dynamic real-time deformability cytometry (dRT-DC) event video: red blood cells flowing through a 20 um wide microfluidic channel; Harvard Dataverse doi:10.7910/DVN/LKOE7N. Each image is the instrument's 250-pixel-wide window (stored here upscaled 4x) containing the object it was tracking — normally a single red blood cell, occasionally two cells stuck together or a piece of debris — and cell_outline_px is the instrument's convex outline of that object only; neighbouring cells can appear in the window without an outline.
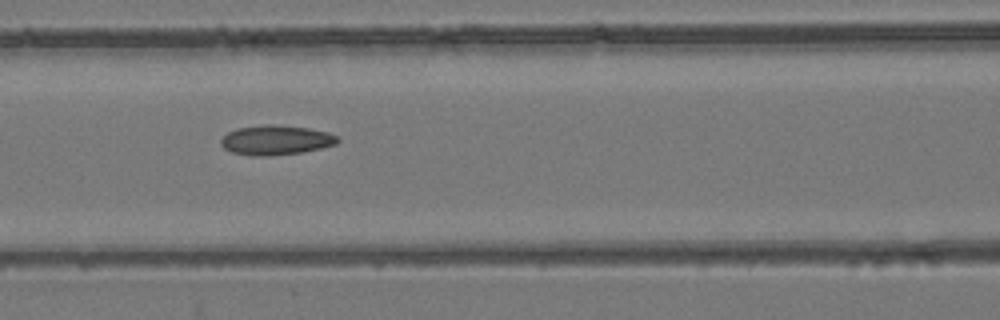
{"species": "common noctule bat (a hibernating species)", "species_latin": "Nyctalus noctula", "temperature_condition": "room temperature", "stored_images_in_passage": 6, "camera_frame_rate_fps": 3000, "um_per_image_px": 0.085, "animal": {"sex": "female", "body_mass_g": 24.6, "forearm_length_mm": 56.2}, "frame": {"image": 1, "passage_image": 3, "time_ms": 0.667, "image_size_px": [1000, 320], "cell_outline_px": [[340, 140], [336, 144], [320, 148], [300, 152], [268, 156], [252, 156], [232, 152], [224, 148], [220, 144], [220, 140], [228, 132], [236, 128], [264, 124], [276, 124], [308, 128], [328, 132], [336, 136]], "centroid_in_image_um": [23.42, 11.9], "position_along_channel_um": 143.2, "area_um2": 20.17}}
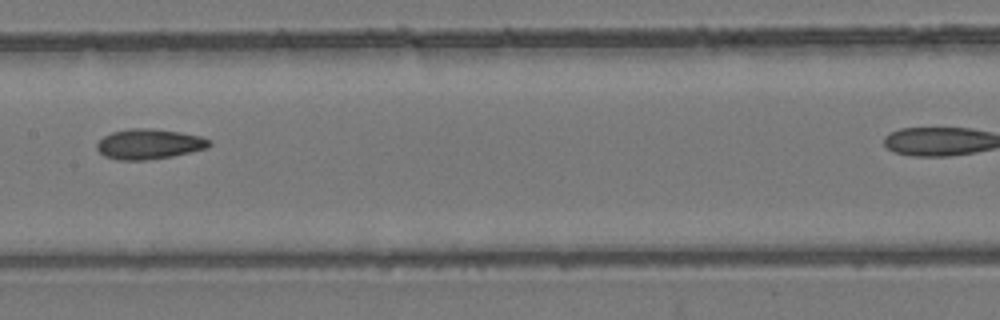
{"frame": {"image": 2, "passage_image": 4, "time_ms": 1.0, "image_size_px": [1000, 320], "cell_outline_px": [[212, 144], [208, 148], [172, 156], [144, 160], [120, 160], [104, 156], [96, 148], [96, 144], [104, 136], [112, 132], [128, 128], [148, 128], [180, 132], [200, 136], [212, 140]], "centroid_in_image_um": [12.69, 12.24], "position_along_channel_um": 194.7, "area_um2": 19.77}}
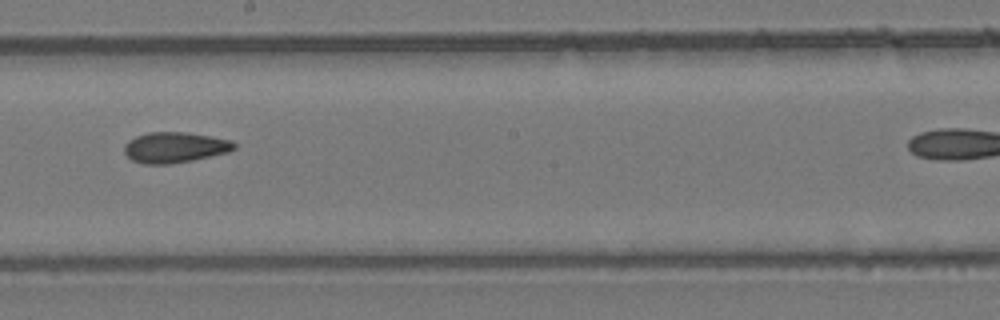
{"frame": {"image": 3, "passage_image": 5, "time_ms": 1.333, "image_size_px": [1000, 320], "cell_outline_px": [[236, 148], [228, 152], [192, 160], [168, 164], [144, 164], [132, 160], [124, 152], [124, 144], [128, 140], [136, 136], [148, 132], [184, 132], [232, 140], [236, 144]], "centroid_in_image_um": [14.84, 12.52], "position_along_channel_um": 233.4, "area_um2": 19.54}}